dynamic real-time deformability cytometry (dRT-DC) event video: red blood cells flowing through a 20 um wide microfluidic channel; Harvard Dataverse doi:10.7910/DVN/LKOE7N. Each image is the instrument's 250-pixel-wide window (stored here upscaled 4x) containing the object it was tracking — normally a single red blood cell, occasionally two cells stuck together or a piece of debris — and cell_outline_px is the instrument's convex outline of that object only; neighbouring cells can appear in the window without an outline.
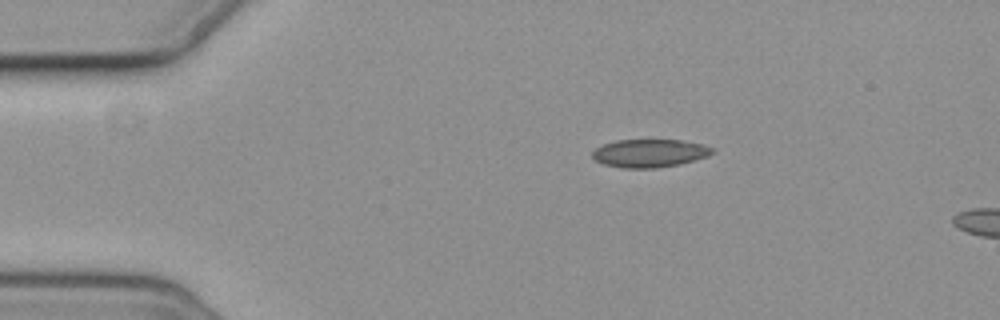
{"species": "common noctule bat (a hibernating species)", "species_latin": "Nyctalus noctula", "temperature_condition": "cold", "stored_images_in_passage": 2, "camera_frame_rate_fps": 3000, "um_per_image_px": 0.085, "animal": {"sex": "female", "body_mass_g": 19.3, "forearm_length_mm": 54.1}, "frame": {"image": 1, "passage_image": 1, "time_ms": 0.0, "image_size_px": [1000, 320], "cell_outline_px": [[716, 152], [708, 156], [680, 164], [656, 168], [620, 168], [604, 164], [596, 160], [592, 156], [592, 152], [596, 148], [604, 144], [616, 140], [680, 140], [700, 144], [712, 148]], "centroid_in_image_um": [55.21, 13.03], "position_along_channel_um": 29.8, "area_um2": 19.54}}